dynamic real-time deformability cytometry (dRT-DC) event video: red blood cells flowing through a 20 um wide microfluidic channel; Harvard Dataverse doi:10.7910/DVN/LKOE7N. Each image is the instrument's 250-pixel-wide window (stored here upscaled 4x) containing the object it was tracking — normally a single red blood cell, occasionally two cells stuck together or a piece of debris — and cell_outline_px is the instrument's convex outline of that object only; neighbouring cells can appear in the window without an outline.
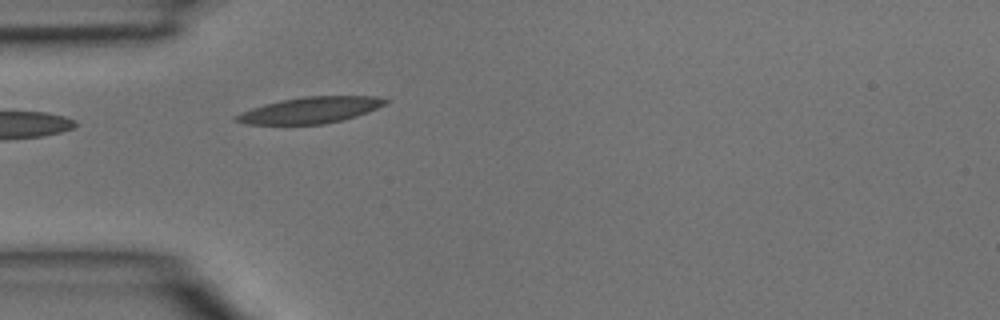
{"species": "common noctule bat (a hibernating species)", "species_latin": "Nyctalus noctula", "temperature_condition": "room temperature", "stored_images_in_passage": 2, "camera_frame_rate_fps": 3000, "um_per_image_px": 0.085, "animal": {"sex": "male", "body_mass_g": 15.6}, "frame": {"image": 1, "passage_image": 2, "time_ms": 0.333, "image_size_px": [1000, 320], "cell_outline_px": [[392, 100], [368, 112], [356, 116], [324, 124], [244, 124], [232, 120], [232, 116], [240, 112], [252, 108], [280, 100], [304, 96], [376, 96]], "centroid_in_image_um": [26.34, 9.36], "position_along_channel_um": 58.7, "area_um2": 22.83}}